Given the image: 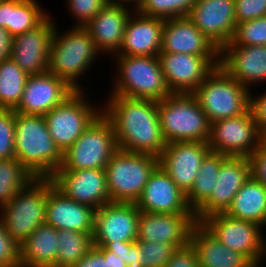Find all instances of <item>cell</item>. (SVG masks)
I'll list each match as a JSON object with an SVG mask.
<instances>
[{
    "mask_svg": "<svg viewBox=\"0 0 266 267\" xmlns=\"http://www.w3.org/2000/svg\"><path fill=\"white\" fill-rule=\"evenodd\" d=\"M249 177V157L227 156L222 161L211 196L194 212L196 221L201 222L208 216L225 213Z\"/></svg>",
    "mask_w": 266,
    "mask_h": 267,
    "instance_id": "15",
    "label": "cell"
},
{
    "mask_svg": "<svg viewBox=\"0 0 266 267\" xmlns=\"http://www.w3.org/2000/svg\"><path fill=\"white\" fill-rule=\"evenodd\" d=\"M101 109L86 100L83 90H78L46 113L44 118L49 133L58 148L64 152L72 146L102 113Z\"/></svg>",
    "mask_w": 266,
    "mask_h": 267,
    "instance_id": "10",
    "label": "cell"
},
{
    "mask_svg": "<svg viewBox=\"0 0 266 267\" xmlns=\"http://www.w3.org/2000/svg\"><path fill=\"white\" fill-rule=\"evenodd\" d=\"M140 209L135 203L110 202L96 209L93 243L137 241Z\"/></svg>",
    "mask_w": 266,
    "mask_h": 267,
    "instance_id": "17",
    "label": "cell"
},
{
    "mask_svg": "<svg viewBox=\"0 0 266 267\" xmlns=\"http://www.w3.org/2000/svg\"><path fill=\"white\" fill-rule=\"evenodd\" d=\"M227 45H266V17L237 24L232 41Z\"/></svg>",
    "mask_w": 266,
    "mask_h": 267,
    "instance_id": "38",
    "label": "cell"
},
{
    "mask_svg": "<svg viewBox=\"0 0 266 267\" xmlns=\"http://www.w3.org/2000/svg\"><path fill=\"white\" fill-rule=\"evenodd\" d=\"M28 75L10 57L0 62V108L15 109Z\"/></svg>",
    "mask_w": 266,
    "mask_h": 267,
    "instance_id": "33",
    "label": "cell"
},
{
    "mask_svg": "<svg viewBox=\"0 0 266 267\" xmlns=\"http://www.w3.org/2000/svg\"><path fill=\"white\" fill-rule=\"evenodd\" d=\"M158 58L171 93H193L220 64V55L160 52Z\"/></svg>",
    "mask_w": 266,
    "mask_h": 267,
    "instance_id": "13",
    "label": "cell"
},
{
    "mask_svg": "<svg viewBox=\"0 0 266 267\" xmlns=\"http://www.w3.org/2000/svg\"><path fill=\"white\" fill-rule=\"evenodd\" d=\"M164 21L134 10L126 23L123 41L116 55L158 56Z\"/></svg>",
    "mask_w": 266,
    "mask_h": 267,
    "instance_id": "27",
    "label": "cell"
},
{
    "mask_svg": "<svg viewBox=\"0 0 266 267\" xmlns=\"http://www.w3.org/2000/svg\"><path fill=\"white\" fill-rule=\"evenodd\" d=\"M210 123L249 111L250 90L220 65L193 92Z\"/></svg>",
    "mask_w": 266,
    "mask_h": 267,
    "instance_id": "7",
    "label": "cell"
},
{
    "mask_svg": "<svg viewBox=\"0 0 266 267\" xmlns=\"http://www.w3.org/2000/svg\"><path fill=\"white\" fill-rule=\"evenodd\" d=\"M266 17V0H235L236 24Z\"/></svg>",
    "mask_w": 266,
    "mask_h": 267,
    "instance_id": "42",
    "label": "cell"
},
{
    "mask_svg": "<svg viewBox=\"0 0 266 267\" xmlns=\"http://www.w3.org/2000/svg\"><path fill=\"white\" fill-rule=\"evenodd\" d=\"M106 258H109L110 267H127L125 261L111 251H107L104 247H97Z\"/></svg>",
    "mask_w": 266,
    "mask_h": 267,
    "instance_id": "50",
    "label": "cell"
},
{
    "mask_svg": "<svg viewBox=\"0 0 266 267\" xmlns=\"http://www.w3.org/2000/svg\"><path fill=\"white\" fill-rule=\"evenodd\" d=\"M111 121L101 113L62 156L61 170L105 169L117 150Z\"/></svg>",
    "mask_w": 266,
    "mask_h": 267,
    "instance_id": "9",
    "label": "cell"
},
{
    "mask_svg": "<svg viewBox=\"0 0 266 267\" xmlns=\"http://www.w3.org/2000/svg\"><path fill=\"white\" fill-rule=\"evenodd\" d=\"M138 241V262L142 267H164L177 247L171 243Z\"/></svg>",
    "mask_w": 266,
    "mask_h": 267,
    "instance_id": "37",
    "label": "cell"
},
{
    "mask_svg": "<svg viewBox=\"0 0 266 267\" xmlns=\"http://www.w3.org/2000/svg\"><path fill=\"white\" fill-rule=\"evenodd\" d=\"M210 151L207 142H171L159 156V166L187 194L194 185L203 159Z\"/></svg>",
    "mask_w": 266,
    "mask_h": 267,
    "instance_id": "18",
    "label": "cell"
},
{
    "mask_svg": "<svg viewBox=\"0 0 266 267\" xmlns=\"http://www.w3.org/2000/svg\"><path fill=\"white\" fill-rule=\"evenodd\" d=\"M109 97L102 113L113 125L117 148L159 157L167 142L161 130L158 101Z\"/></svg>",
    "mask_w": 266,
    "mask_h": 267,
    "instance_id": "1",
    "label": "cell"
},
{
    "mask_svg": "<svg viewBox=\"0 0 266 267\" xmlns=\"http://www.w3.org/2000/svg\"><path fill=\"white\" fill-rule=\"evenodd\" d=\"M196 0H141L135 10L146 16L173 19L188 16Z\"/></svg>",
    "mask_w": 266,
    "mask_h": 267,
    "instance_id": "36",
    "label": "cell"
},
{
    "mask_svg": "<svg viewBox=\"0 0 266 267\" xmlns=\"http://www.w3.org/2000/svg\"><path fill=\"white\" fill-rule=\"evenodd\" d=\"M159 157L117 149L105 170L111 202L136 203Z\"/></svg>",
    "mask_w": 266,
    "mask_h": 267,
    "instance_id": "6",
    "label": "cell"
},
{
    "mask_svg": "<svg viewBox=\"0 0 266 267\" xmlns=\"http://www.w3.org/2000/svg\"><path fill=\"white\" fill-rule=\"evenodd\" d=\"M93 233L58 230L56 267H71L93 246Z\"/></svg>",
    "mask_w": 266,
    "mask_h": 267,
    "instance_id": "34",
    "label": "cell"
},
{
    "mask_svg": "<svg viewBox=\"0 0 266 267\" xmlns=\"http://www.w3.org/2000/svg\"><path fill=\"white\" fill-rule=\"evenodd\" d=\"M74 91L64 80L53 73L28 75L21 101L14 112L44 116Z\"/></svg>",
    "mask_w": 266,
    "mask_h": 267,
    "instance_id": "21",
    "label": "cell"
},
{
    "mask_svg": "<svg viewBox=\"0 0 266 267\" xmlns=\"http://www.w3.org/2000/svg\"><path fill=\"white\" fill-rule=\"evenodd\" d=\"M201 223L223 245L242 253L255 267L262 266V261L266 257L263 226L252 221L233 218L226 213L208 216Z\"/></svg>",
    "mask_w": 266,
    "mask_h": 267,
    "instance_id": "11",
    "label": "cell"
},
{
    "mask_svg": "<svg viewBox=\"0 0 266 267\" xmlns=\"http://www.w3.org/2000/svg\"><path fill=\"white\" fill-rule=\"evenodd\" d=\"M95 209L66 197L47 178V203L45 222L56 230H73L93 233Z\"/></svg>",
    "mask_w": 266,
    "mask_h": 267,
    "instance_id": "22",
    "label": "cell"
},
{
    "mask_svg": "<svg viewBox=\"0 0 266 267\" xmlns=\"http://www.w3.org/2000/svg\"><path fill=\"white\" fill-rule=\"evenodd\" d=\"M164 267H200L197 255L193 247L189 244L179 248Z\"/></svg>",
    "mask_w": 266,
    "mask_h": 267,
    "instance_id": "45",
    "label": "cell"
},
{
    "mask_svg": "<svg viewBox=\"0 0 266 267\" xmlns=\"http://www.w3.org/2000/svg\"><path fill=\"white\" fill-rule=\"evenodd\" d=\"M251 176L266 186V141L249 157Z\"/></svg>",
    "mask_w": 266,
    "mask_h": 267,
    "instance_id": "43",
    "label": "cell"
},
{
    "mask_svg": "<svg viewBox=\"0 0 266 267\" xmlns=\"http://www.w3.org/2000/svg\"><path fill=\"white\" fill-rule=\"evenodd\" d=\"M127 6V7H126ZM126 4L107 3L84 28L101 54L116 55L121 47L126 23L135 10ZM131 12V13H130Z\"/></svg>",
    "mask_w": 266,
    "mask_h": 267,
    "instance_id": "25",
    "label": "cell"
},
{
    "mask_svg": "<svg viewBox=\"0 0 266 267\" xmlns=\"http://www.w3.org/2000/svg\"><path fill=\"white\" fill-rule=\"evenodd\" d=\"M70 13L76 20L73 26L84 27L108 3L107 0H67Z\"/></svg>",
    "mask_w": 266,
    "mask_h": 267,
    "instance_id": "40",
    "label": "cell"
},
{
    "mask_svg": "<svg viewBox=\"0 0 266 267\" xmlns=\"http://www.w3.org/2000/svg\"><path fill=\"white\" fill-rule=\"evenodd\" d=\"M225 213L236 219L266 225V186L249 177Z\"/></svg>",
    "mask_w": 266,
    "mask_h": 267,
    "instance_id": "31",
    "label": "cell"
},
{
    "mask_svg": "<svg viewBox=\"0 0 266 267\" xmlns=\"http://www.w3.org/2000/svg\"><path fill=\"white\" fill-rule=\"evenodd\" d=\"M160 52L220 55V50L187 16L164 21Z\"/></svg>",
    "mask_w": 266,
    "mask_h": 267,
    "instance_id": "26",
    "label": "cell"
},
{
    "mask_svg": "<svg viewBox=\"0 0 266 267\" xmlns=\"http://www.w3.org/2000/svg\"><path fill=\"white\" fill-rule=\"evenodd\" d=\"M15 158L34 178H51L63 152L51 137L44 116L15 112Z\"/></svg>",
    "mask_w": 266,
    "mask_h": 267,
    "instance_id": "2",
    "label": "cell"
},
{
    "mask_svg": "<svg viewBox=\"0 0 266 267\" xmlns=\"http://www.w3.org/2000/svg\"><path fill=\"white\" fill-rule=\"evenodd\" d=\"M54 186L66 197L95 210L111 202L104 169H57L51 177Z\"/></svg>",
    "mask_w": 266,
    "mask_h": 267,
    "instance_id": "16",
    "label": "cell"
},
{
    "mask_svg": "<svg viewBox=\"0 0 266 267\" xmlns=\"http://www.w3.org/2000/svg\"><path fill=\"white\" fill-rule=\"evenodd\" d=\"M187 17L219 50L232 41L235 0H196Z\"/></svg>",
    "mask_w": 266,
    "mask_h": 267,
    "instance_id": "19",
    "label": "cell"
},
{
    "mask_svg": "<svg viewBox=\"0 0 266 267\" xmlns=\"http://www.w3.org/2000/svg\"><path fill=\"white\" fill-rule=\"evenodd\" d=\"M15 112L0 108V160L15 157Z\"/></svg>",
    "mask_w": 266,
    "mask_h": 267,
    "instance_id": "39",
    "label": "cell"
},
{
    "mask_svg": "<svg viewBox=\"0 0 266 267\" xmlns=\"http://www.w3.org/2000/svg\"><path fill=\"white\" fill-rule=\"evenodd\" d=\"M189 244L200 267H255L242 253L223 245L201 222L192 228Z\"/></svg>",
    "mask_w": 266,
    "mask_h": 267,
    "instance_id": "28",
    "label": "cell"
},
{
    "mask_svg": "<svg viewBox=\"0 0 266 267\" xmlns=\"http://www.w3.org/2000/svg\"><path fill=\"white\" fill-rule=\"evenodd\" d=\"M135 204L143 212L194 213L187 205L186 194L159 165L151 173Z\"/></svg>",
    "mask_w": 266,
    "mask_h": 267,
    "instance_id": "24",
    "label": "cell"
},
{
    "mask_svg": "<svg viewBox=\"0 0 266 267\" xmlns=\"http://www.w3.org/2000/svg\"><path fill=\"white\" fill-rule=\"evenodd\" d=\"M0 267H20V246L5 231L0 219Z\"/></svg>",
    "mask_w": 266,
    "mask_h": 267,
    "instance_id": "41",
    "label": "cell"
},
{
    "mask_svg": "<svg viewBox=\"0 0 266 267\" xmlns=\"http://www.w3.org/2000/svg\"><path fill=\"white\" fill-rule=\"evenodd\" d=\"M197 223L195 213L140 212L137 240L171 243L178 249L190 243L192 228Z\"/></svg>",
    "mask_w": 266,
    "mask_h": 267,
    "instance_id": "20",
    "label": "cell"
},
{
    "mask_svg": "<svg viewBox=\"0 0 266 267\" xmlns=\"http://www.w3.org/2000/svg\"><path fill=\"white\" fill-rule=\"evenodd\" d=\"M219 65L250 90L254 83L266 81V45H226L220 50Z\"/></svg>",
    "mask_w": 266,
    "mask_h": 267,
    "instance_id": "23",
    "label": "cell"
},
{
    "mask_svg": "<svg viewBox=\"0 0 266 267\" xmlns=\"http://www.w3.org/2000/svg\"><path fill=\"white\" fill-rule=\"evenodd\" d=\"M254 117L247 113L211 123L210 150L231 157H250L265 141Z\"/></svg>",
    "mask_w": 266,
    "mask_h": 267,
    "instance_id": "12",
    "label": "cell"
},
{
    "mask_svg": "<svg viewBox=\"0 0 266 267\" xmlns=\"http://www.w3.org/2000/svg\"><path fill=\"white\" fill-rule=\"evenodd\" d=\"M71 267H110L109 258L93 246L76 264Z\"/></svg>",
    "mask_w": 266,
    "mask_h": 267,
    "instance_id": "46",
    "label": "cell"
},
{
    "mask_svg": "<svg viewBox=\"0 0 266 267\" xmlns=\"http://www.w3.org/2000/svg\"><path fill=\"white\" fill-rule=\"evenodd\" d=\"M125 263L127 267H142L138 262V241H135L130 245Z\"/></svg>",
    "mask_w": 266,
    "mask_h": 267,
    "instance_id": "49",
    "label": "cell"
},
{
    "mask_svg": "<svg viewBox=\"0 0 266 267\" xmlns=\"http://www.w3.org/2000/svg\"><path fill=\"white\" fill-rule=\"evenodd\" d=\"M56 23L48 15L34 29L11 39L10 58L27 74L48 72L51 39Z\"/></svg>",
    "mask_w": 266,
    "mask_h": 267,
    "instance_id": "14",
    "label": "cell"
},
{
    "mask_svg": "<svg viewBox=\"0 0 266 267\" xmlns=\"http://www.w3.org/2000/svg\"><path fill=\"white\" fill-rule=\"evenodd\" d=\"M116 56V57H115ZM117 78L110 96L160 101L168 89L158 56L114 55Z\"/></svg>",
    "mask_w": 266,
    "mask_h": 267,
    "instance_id": "5",
    "label": "cell"
},
{
    "mask_svg": "<svg viewBox=\"0 0 266 267\" xmlns=\"http://www.w3.org/2000/svg\"><path fill=\"white\" fill-rule=\"evenodd\" d=\"M58 230L46 222L20 246V267H56Z\"/></svg>",
    "mask_w": 266,
    "mask_h": 267,
    "instance_id": "29",
    "label": "cell"
},
{
    "mask_svg": "<svg viewBox=\"0 0 266 267\" xmlns=\"http://www.w3.org/2000/svg\"><path fill=\"white\" fill-rule=\"evenodd\" d=\"M58 33L55 28L50 45L48 72L64 80L75 91L82 90L78 80L100 55L88 31L73 26ZM63 33V34H62ZM85 72V73H84ZM80 85V86H79Z\"/></svg>",
    "mask_w": 266,
    "mask_h": 267,
    "instance_id": "3",
    "label": "cell"
},
{
    "mask_svg": "<svg viewBox=\"0 0 266 267\" xmlns=\"http://www.w3.org/2000/svg\"><path fill=\"white\" fill-rule=\"evenodd\" d=\"M250 92V106L252 116L260 132L266 137V92L263 94L252 96Z\"/></svg>",
    "mask_w": 266,
    "mask_h": 267,
    "instance_id": "44",
    "label": "cell"
},
{
    "mask_svg": "<svg viewBox=\"0 0 266 267\" xmlns=\"http://www.w3.org/2000/svg\"><path fill=\"white\" fill-rule=\"evenodd\" d=\"M36 1L0 0V27L11 39L34 29L49 15Z\"/></svg>",
    "mask_w": 266,
    "mask_h": 267,
    "instance_id": "30",
    "label": "cell"
},
{
    "mask_svg": "<svg viewBox=\"0 0 266 267\" xmlns=\"http://www.w3.org/2000/svg\"><path fill=\"white\" fill-rule=\"evenodd\" d=\"M226 157L210 151L203 159L194 185L186 194L187 205L193 212L211 196L222 161Z\"/></svg>",
    "mask_w": 266,
    "mask_h": 267,
    "instance_id": "32",
    "label": "cell"
},
{
    "mask_svg": "<svg viewBox=\"0 0 266 267\" xmlns=\"http://www.w3.org/2000/svg\"><path fill=\"white\" fill-rule=\"evenodd\" d=\"M135 241L118 242L115 243H93L95 247H104L107 251L113 252L115 255L122 258L124 261L127 260L128 250L130 245Z\"/></svg>",
    "mask_w": 266,
    "mask_h": 267,
    "instance_id": "47",
    "label": "cell"
},
{
    "mask_svg": "<svg viewBox=\"0 0 266 267\" xmlns=\"http://www.w3.org/2000/svg\"><path fill=\"white\" fill-rule=\"evenodd\" d=\"M46 203L47 178H35L0 208L5 231L18 245L45 223Z\"/></svg>",
    "mask_w": 266,
    "mask_h": 267,
    "instance_id": "8",
    "label": "cell"
},
{
    "mask_svg": "<svg viewBox=\"0 0 266 267\" xmlns=\"http://www.w3.org/2000/svg\"><path fill=\"white\" fill-rule=\"evenodd\" d=\"M34 179L15 157L0 160V208Z\"/></svg>",
    "mask_w": 266,
    "mask_h": 267,
    "instance_id": "35",
    "label": "cell"
},
{
    "mask_svg": "<svg viewBox=\"0 0 266 267\" xmlns=\"http://www.w3.org/2000/svg\"><path fill=\"white\" fill-rule=\"evenodd\" d=\"M10 41L7 30L0 27V62L10 57Z\"/></svg>",
    "mask_w": 266,
    "mask_h": 267,
    "instance_id": "48",
    "label": "cell"
},
{
    "mask_svg": "<svg viewBox=\"0 0 266 267\" xmlns=\"http://www.w3.org/2000/svg\"><path fill=\"white\" fill-rule=\"evenodd\" d=\"M109 3H118V4H128L129 2L133 4L132 7L136 8V6L140 3L141 0H107Z\"/></svg>",
    "mask_w": 266,
    "mask_h": 267,
    "instance_id": "51",
    "label": "cell"
},
{
    "mask_svg": "<svg viewBox=\"0 0 266 267\" xmlns=\"http://www.w3.org/2000/svg\"><path fill=\"white\" fill-rule=\"evenodd\" d=\"M165 141L208 142L211 123L193 93H170L158 101Z\"/></svg>",
    "mask_w": 266,
    "mask_h": 267,
    "instance_id": "4",
    "label": "cell"
}]
</instances>
